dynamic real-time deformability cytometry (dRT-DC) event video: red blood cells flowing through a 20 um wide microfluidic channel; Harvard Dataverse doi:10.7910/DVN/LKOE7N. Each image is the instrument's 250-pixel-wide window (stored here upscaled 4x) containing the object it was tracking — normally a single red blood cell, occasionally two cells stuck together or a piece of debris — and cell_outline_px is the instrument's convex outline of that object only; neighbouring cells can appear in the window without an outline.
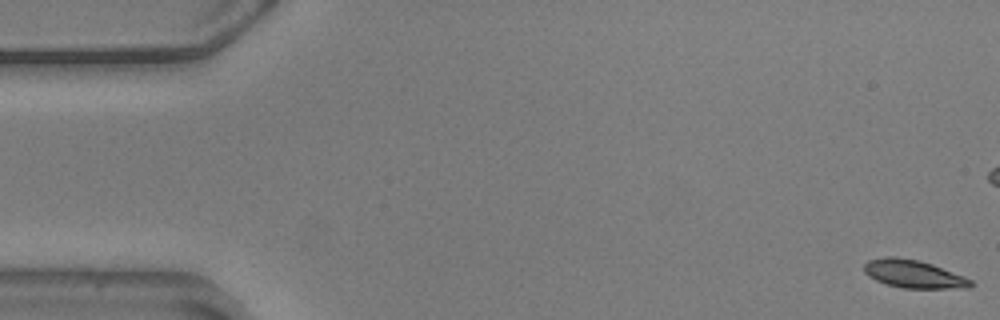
{"species": "common noctule bat (a hibernating species)", "species_latin": "Nyctalus noctula", "temperature_condition": "warm", "stored_images_in_passage": 17, "camera_frame_rate_fps": 3000, "um_per_image_px": 0.085, "animal": {"sex": "male", "body_mass_g": 20.5, "forearm_length_mm": 52.5}, "frame": {"image": 1, "passage_image": 1, "time_ms": 0.0, "image_size_px": [1000, 320], "cell_outline_px": [[976, 284], [972, 288], [904, 288], [888, 284], [876, 280], [868, 276], [864, 272], [864, 264], [868, 260], [884, 256], [896, 256], [920, 260], [932, 264], [964, 276], [972, 280]], "centroid_in_image_um": [77.68, 23.28], "position_along_channel_um": 7.3, "area_um2": 17.57}}